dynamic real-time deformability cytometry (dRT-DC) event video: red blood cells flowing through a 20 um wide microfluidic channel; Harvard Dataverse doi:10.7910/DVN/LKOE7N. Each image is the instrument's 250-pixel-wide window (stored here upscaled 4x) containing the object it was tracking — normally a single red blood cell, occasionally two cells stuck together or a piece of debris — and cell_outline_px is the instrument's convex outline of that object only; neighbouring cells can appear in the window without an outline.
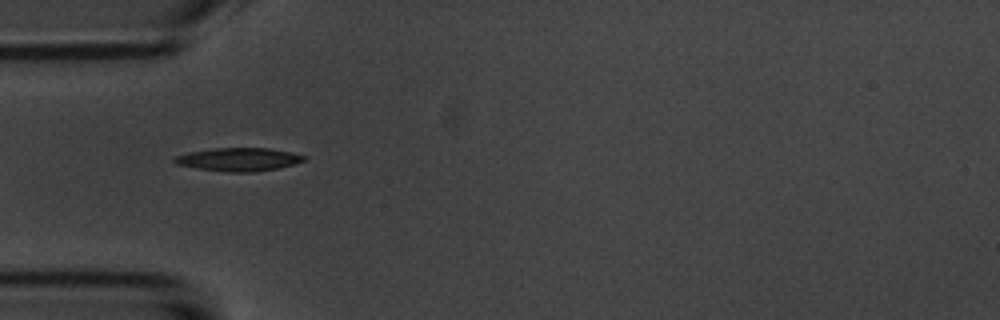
{"species": "common noctule bat (a hibernating species)", "species_latin": "Nyctalus noctula", "temperature_condition": "room temperature", "stored_images_in_passage": 11, "camera_frame_rate_fps": 3000, "um_per_image_px": 0.085, "animal": {"sex": "male", "body_mass_g": 20.1, "forearm_length_mm": 53.5}, "frame": {"image": 1, "passage_image": 1, "time_ms": 0.0, "image_size_px": [1000, 320], "cell_outline_px": [[304, 160], [280, 168], [256, 172], [228, 172], [196, 168], [176, 164], [172, 160], [176, 156], [188, 152], [212, 148], [268, 148], [292, 152], [304, 156]], "centroid_in_image_um": [20.25, 13.55], "position_along_channel_um": 64.7, "area_um2": 17.51}}
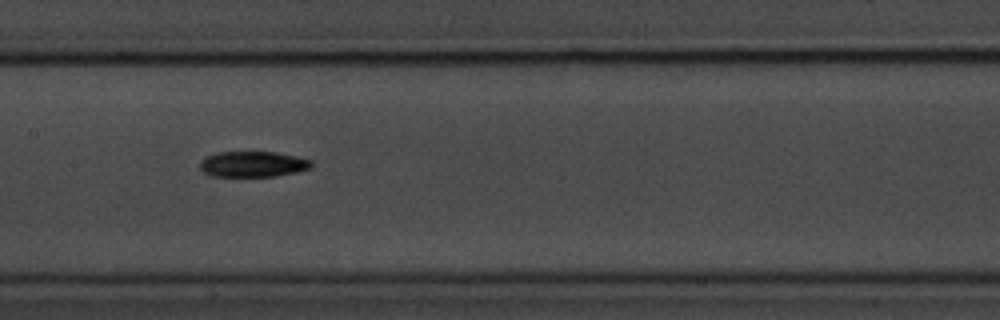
{"frame": {"image": 2, "passage_image": 4, "time_ms": 3.333, "image_size_px": [1000, 320], "cell_outline_px": [[312, 168], [296, 172], [276, 176], [212, 176], [204, 172], [200, 168], [200, 160], [216, 152], [276, 152], [296, 156], [312, 160]], "centroid_in_image_um": [21.51, 13.95], "position_along_channel_um": 185.9, "area_um2": 16.7}}
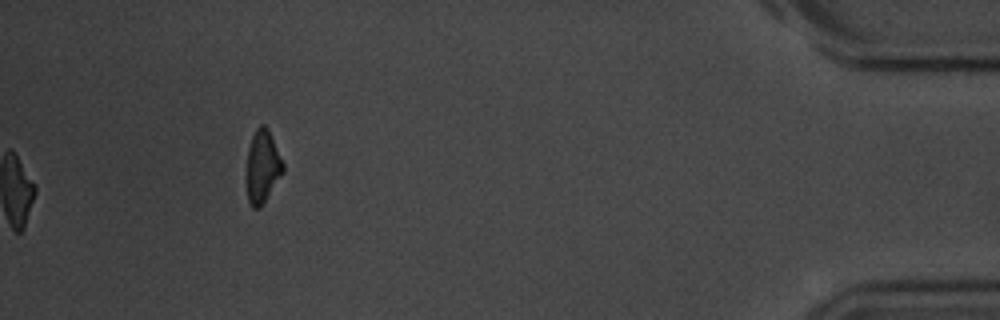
{"frame": {"image": 3, "passage_image": 10, "time_ms": 11.333, "image_size_px": [1000, 320], "cell_outline_px": [[284, 172], [264, 200], [256, 208], [252, 208], [248, 200], [244, 176], [248, 148], [252, 136], [256, 128], [260, 124], [264, 124], [268, 128], [284, 164]], "centroid_in_image_um": [22.27, 14.12], "position_along_channel_um": 412.9, "area_um2": 15.66}, "authors_computed_cell_mechanics": {"area_um2": 16.7042, "velocity_mm_per_s": 3.6321, "shape_relaxation_time_tau1_ms": 2.2782, "shape_relaxation_time_tau2_ms": 4.84, "deformation_change_tau1": 0.105, "deformation_change_tau2": 0.1249}}